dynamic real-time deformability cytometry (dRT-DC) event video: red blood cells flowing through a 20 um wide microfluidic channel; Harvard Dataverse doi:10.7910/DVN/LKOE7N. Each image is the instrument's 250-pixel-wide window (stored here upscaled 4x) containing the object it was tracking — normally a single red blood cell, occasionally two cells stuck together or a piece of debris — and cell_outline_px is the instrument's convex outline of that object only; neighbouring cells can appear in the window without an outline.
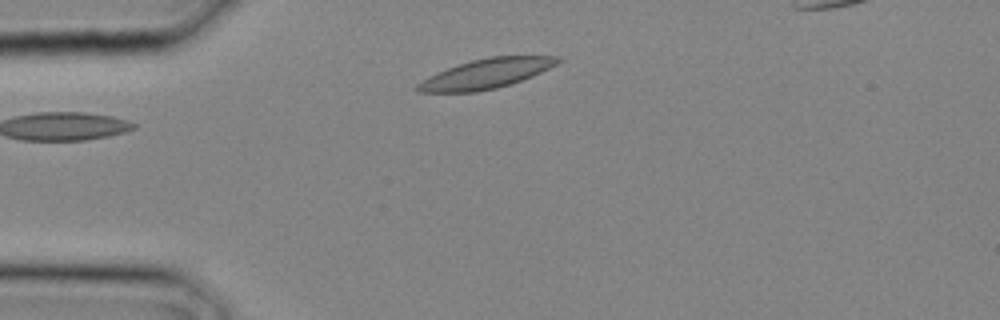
{"species": "common noctule bat (a hibernating species)", "species_latin": "Nyctalus noctula", "temperature_condition": "cold", "stored_images_in_passage": 2, "camera_frame_rate_fps": 3000, "um_per_image_px": 0.085, "animal": {"sex": "male", "body_mass_g": 20.4}, "frame": {"image": 1, "passage_image": 1, "time_ms": 0.0, "image_size_px": [1000, 320], "cell_outline_px": [[564, 60], [532, 76], [496, 88], [476, 92], [416, 92], [416, 84], [428, 76], [436, 72], [472, 60], [488, 56], [560, 56]], "centroid_in_image_um": [41.3, 6.26], "position_along_channel_um": 43.7, "area_um2": 24.04}}